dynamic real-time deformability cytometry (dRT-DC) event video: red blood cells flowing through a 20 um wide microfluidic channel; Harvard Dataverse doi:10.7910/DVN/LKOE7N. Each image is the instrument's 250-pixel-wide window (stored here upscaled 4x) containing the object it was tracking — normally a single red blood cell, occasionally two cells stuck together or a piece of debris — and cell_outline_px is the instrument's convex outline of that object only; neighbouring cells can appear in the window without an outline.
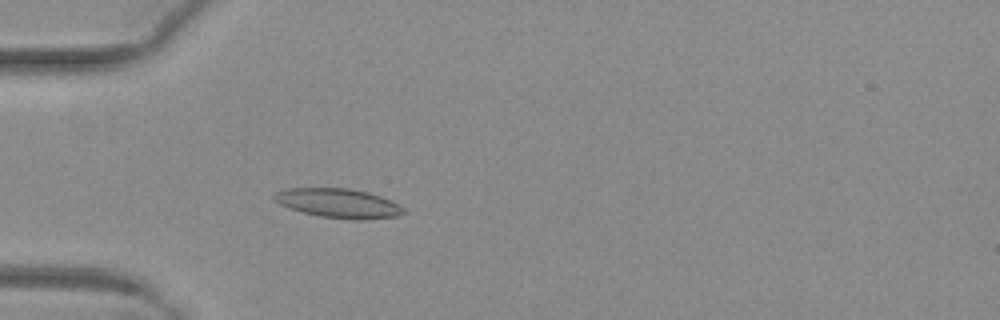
{"species": "common noctule bat (a hibernating species)", "species_latin": "Nyctalus noctula", "temperature_condition": "warm", "stored_images_in_passage": 51, "camera_frame_rate_fps": 3000, "um_per_image_px": 0.085, "animal": {"sex": "female", "body_mass_g": 29.2, "forearm_length_mm": 56.3}, "frame": {"image": 1, "passage_image": 16, "time_ms": 5.0, "image_size_px": [1000, 320], "cell_outline_px": [[404, 212], [396, 216], [368, 220], [356, 220], [320, 216], [304, 212], [280, 204], [272, 200], [272, 196], [276, 192], [288, 188], [348, 188], [368, 192], [380, 196], [404, 208]], "centroid_in_image_um": [28.74, 17.27], "position_along_channel_um": 56.3, "area_um2": 21.85}}
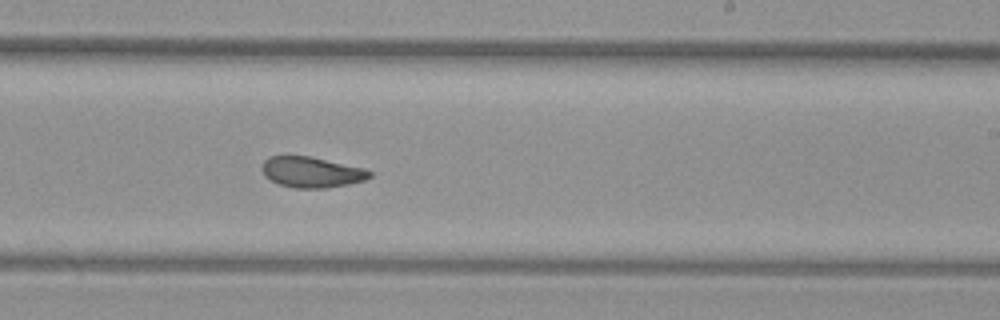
{"frame": {"image": 2, "passage_image": 32, "time_ms": 10.333, "image_size_px": [1000, 320], "cell_outline_px": [[372, 176], [364, 180], [348, 184], [324, 188], [296, 188], [280, 184], [264, 176], [260, 168], [264, 160], [268, 156], [308, 156], [364, 168], [372, 172]], "centroid_in_image_um": [26.46, 14.63], "position_along_channel_um": 262.5, "area_um2": 19.13}}
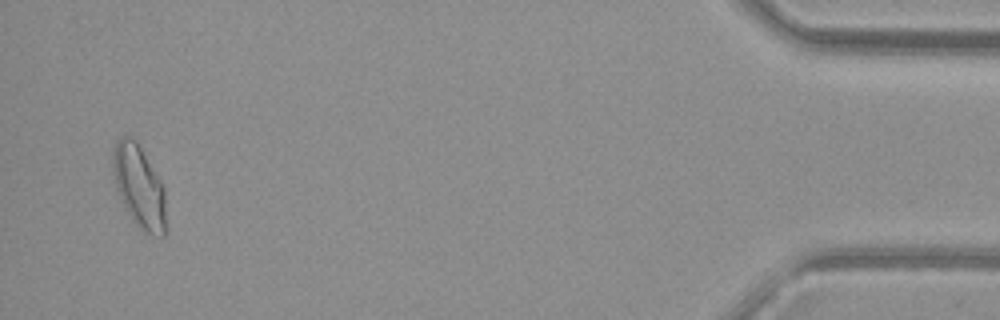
{"frame": {"image": 3, "passage_image": 50, "time_ms": 16.333, "image_size_px": [1000, 320], "cell_outline_px": [[168, 232], [164, 236], [152, 236], [144, 232], [132, 220], [116, 188], [112, 168], [112, 152], [116, 140], [120, 136], [128, 136], [136, 140], [160, 180], [164, 188]], "centroid_in_image_um": [11.85, 15.9], "position_along_channel_um": 423.4, "area_um2": 25.89}, "authors_computed_cell_mechanics": {"area_um2": 20.9236, "velocity_mm_per_s": 4.028, "shape_relaxation_time_tau1_ms": null, "shape_relaxation_time_tau2_ms": 1.9067, "deformation_change_tau1": null, "deformation_change_tau2": 0.0703}}